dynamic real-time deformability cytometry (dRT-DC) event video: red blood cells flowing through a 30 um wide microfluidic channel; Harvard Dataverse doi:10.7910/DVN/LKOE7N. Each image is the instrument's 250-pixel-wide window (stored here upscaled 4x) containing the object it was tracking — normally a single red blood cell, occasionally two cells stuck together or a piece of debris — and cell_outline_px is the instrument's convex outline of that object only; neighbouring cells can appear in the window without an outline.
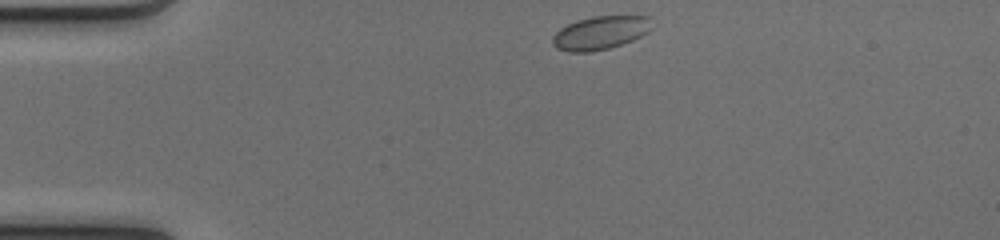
{"species": "common noctule bat (a hibernating species)", "species_latin": "Nyctalus noctula", "temperature_condition": "cold", "stored_images_in_passage": 41, "camera_frame_rate_fps": 3000, "um_per_image_px": 0.085, "animal": {"sex": "female", "body_mass_g": 17.0, "forearm_length_mm": 48.0}, "frame": {"image": 1, "passage_image": 1, "time_ms": 0.0, "image_size_px": [1000, 240], "cell_outline_px": [[652, 28], [648, 32], [632, 40], [608, 48], [588, 52], [568, 52], [556, 48], [552, 44], [552, 36], [560, 28], [568, 24], [592, 16], [648, 16]], "centroid_in_image_um": [50.99, 2.79], "position_along_channel_um": 34.0, "area_um2": 19.13}}
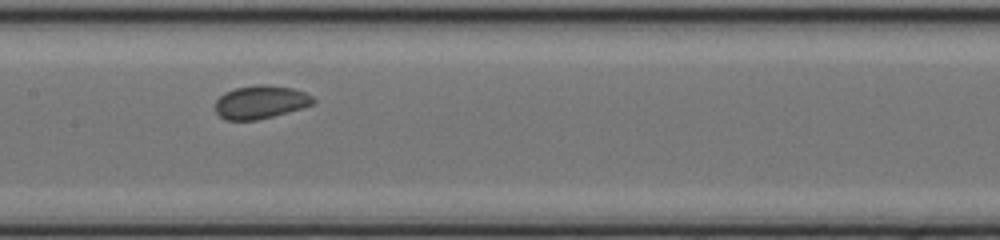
{"frame": {"image": 2, "passage_image": 16, "time_ms": 5.0, "image_size_px": [1000, 240], "cell_outline_px": [[316, 104], [288, 112], [256, 120], [224, 120], [216, 112], [216, 100], [224, 92], [236, 88], [260, 84], [264, 84], [292, 88], [304, 92], [312, 96], [316, 100]], "centroid_in_image_um": [22.16, 8.68], "position_along_channel_um": 185.2, "area_um2": 18.96}}
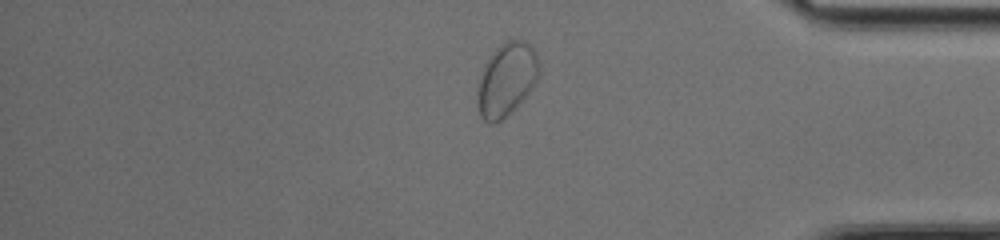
{"frame": {"image": 3, "passage_image": 33, "time_ms": 10.667, "image_size_px": [1000, 240], "cell_outline_px": [[540, 72], [536, 80], [528, 92], [496, 124], [488, 124], [480, 116], [476, 104], [476, 92], [484, 68], [488, 60], [496, 48], [500, 44], [508, 40], [524, 40], [536, 52], [540, 64]], "centroid_in_image_um": [43.04, 6.75], "position_along_channel_um": 392.2, "area_um2": 25.78}}